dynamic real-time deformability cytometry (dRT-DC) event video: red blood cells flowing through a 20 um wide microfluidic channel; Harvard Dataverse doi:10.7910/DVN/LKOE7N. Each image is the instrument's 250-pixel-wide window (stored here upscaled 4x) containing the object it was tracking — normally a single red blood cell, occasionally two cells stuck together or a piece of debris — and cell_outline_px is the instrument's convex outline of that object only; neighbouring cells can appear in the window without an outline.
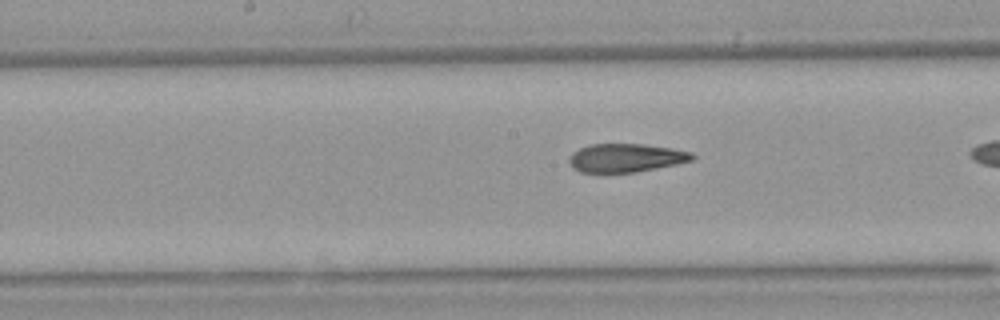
{"species": "Egyptian fruit bat (a non-hibernating species)", "species_latin": "Rousettus aegyptiacus", "temperature_condition": "warm", "stored_images_in_passage": 33, "camera_frame_rate_fps": 3000, "um_per_image_px": 0.085, "animal": {"sex": "female"}, "frame": {"image": 1, "passage_image": 19, "time_ms": 6.0, "image_size_px": [1000, 320], "cell_outline_px": [[696, 156], [692, 160], [676, 164], [636, 172], [580, 172], [572, 168], [568, 160], [572, 152], [580, 148], [592, 144], [644, 144], [672, 148], [692, 152]], "centroid_in_image_um": [53.2, 13.41], "position_along_channel_um": 195.0, "area_um2": 20.4}}